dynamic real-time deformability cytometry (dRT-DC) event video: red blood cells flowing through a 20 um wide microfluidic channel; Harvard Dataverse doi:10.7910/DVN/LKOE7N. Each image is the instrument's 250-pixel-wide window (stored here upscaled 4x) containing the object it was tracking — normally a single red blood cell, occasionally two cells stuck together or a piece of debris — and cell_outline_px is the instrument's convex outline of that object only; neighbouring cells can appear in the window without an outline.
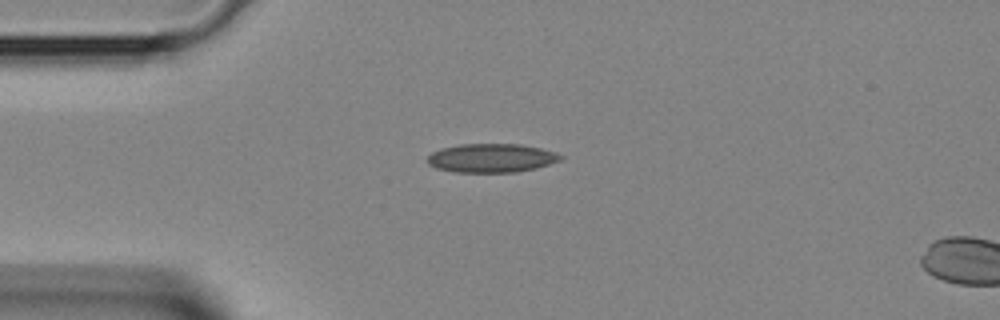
{"species": "Egyptian fruit bat (a non-hibernating species)", "species_latin": "Rousettus aegyptiacus", "temperature_condition": "room temperature", "stored_images_in_passage": 3, "camera_frame_rate_fps": 3000, "um_per_image_px": 0.085, "animal": {"sex": "female"}, "frame": {"image": 1, "passage_image": 3, "time_ms": 0.667, "image_size_px": [1000, 320], "cell_outline_px": [[564, 156], [560, 160], [536, 168], [516, 172], [456, 172], [436, 168], [428, 164], [428, 156], [432, 152], [440, 148], [460, 144], [520, 144], [540, 148], [556, 152]], "centroid_in_image_um": [41.76, 13.43], "position_along_channel_um": 43.2, "area_um2": 22.31}}